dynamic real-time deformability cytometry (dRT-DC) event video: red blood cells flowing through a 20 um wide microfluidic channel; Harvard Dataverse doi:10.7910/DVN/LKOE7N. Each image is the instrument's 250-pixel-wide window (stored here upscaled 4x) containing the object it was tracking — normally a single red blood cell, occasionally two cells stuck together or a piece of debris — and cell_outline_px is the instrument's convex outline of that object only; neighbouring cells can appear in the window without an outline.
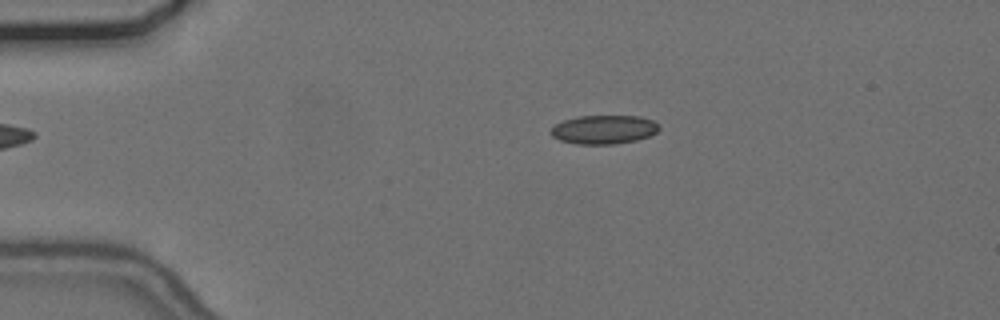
{"species": "common noctule bat (a hibernating species)", "species_latin": "Nyctalus noctula", "temperature_condition": "cold", "stored_images_in_passage": 21, "camera_frame_rate_fps": 3000, "um_per_image_px": 0.085, "animal": {"sex": "female", "body_mass_g": 24.6, "forearm_length_mm": 56.2}, "frame": {"image": 1, "passage_image": 11, "time_ms": 3.333, "image_size_px": [1000, 320], "cell_outline_px": [[660, 128], [656, 132], [648, 136], [636, 140], [616, 144], [576, 144], [560, 140], [552, 136], [548, 132], [556, 124], [564, 120], [576, 116], [640, 116], [652, 120], [660, 124]], "centroid_in_image_um": [51.32, 11.01], "position_along_channel_um": 33.7, "area_um2": 18.26}}
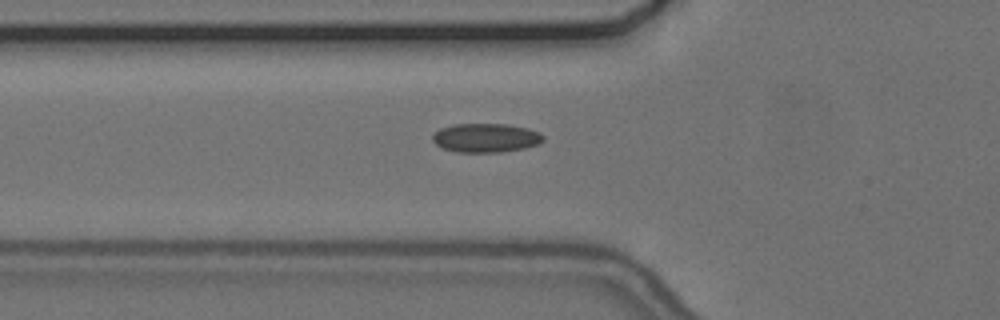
{"frame": {"image": 2, "passage_image": 19, "time_ms": 6.0, "image_size_px": [1000, 320], "cell_outline_px": [[544, 140], [540, 144], [524, 148], [500, 152], [456, 152], [440, 148], [432, 140], [432, 136], [440, 128], [452, 124], [508, 124], [528, 128], [540, 132], [544, 136]], "centroid_in_image_um": [41.3, 11.71], "position_along_channel_um": 84.5, "area_um2": 18.9}}